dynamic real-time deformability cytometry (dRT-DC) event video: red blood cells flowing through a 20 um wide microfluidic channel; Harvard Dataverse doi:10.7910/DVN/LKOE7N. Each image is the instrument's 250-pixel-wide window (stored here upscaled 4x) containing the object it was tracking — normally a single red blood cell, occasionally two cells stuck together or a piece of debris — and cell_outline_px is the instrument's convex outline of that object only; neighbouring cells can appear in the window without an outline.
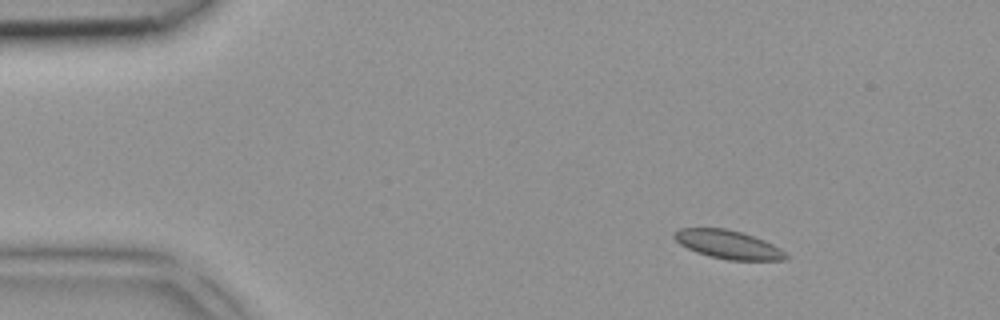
{"species": "common noctule bat (a hibernating species)", "species_latin": "Nyctalus noctula", "temperature_condition": "room temperature", "stored_images_in_passage": 4, "segment_of_instrument_passage": [1, 2], "camera_frame_rate_fps": 3000, "um_per_image_px": 0.085, "animal": {"sex": "female", "body_mass_g": 18.4}, "frame": {"image": 1, "passage_image": 1, "time_ms": 0.0, "image_size_px": [1000, 320], "cell_outline_px": [[788, 260], [728, 260], [708, 256], [696, 252], [680, 244], [672, 236], [672, 232], [680, 228], [728, 228], [764, 240], [780, 248], [788, 256]], "centroid_in_image_um": [61.86, 20.78], "position_along_channel_um": 23.1, "area_um2": 18.55}}
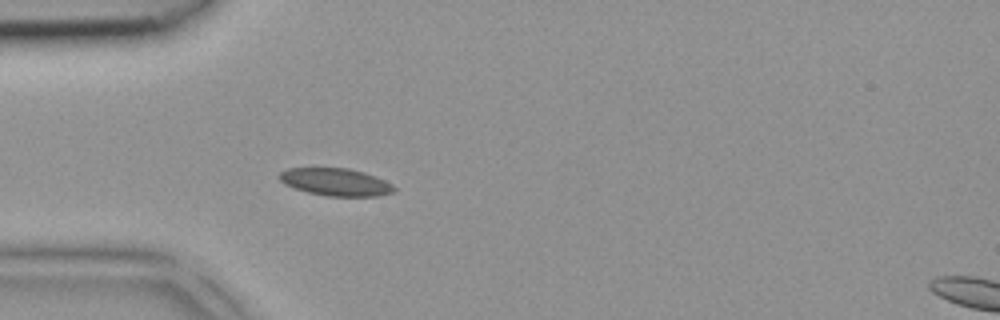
{"frame": {"image": 2, "passage_image": 3, "time_ms": 0.667, "image_size_px": [1000, 320], "cell_outline_px": [[396, 192], [376, 196], [328, 196], [308, 192], [284, 184], [280, 180], [280, 172], [288, 168], [348, 168], [364, 172], [384, 180], [392, 184], [396, 188]], "centroid_in_image_um": [28.56, 15.47], "position_along_channel_um": 56.4, "area_um2": 18.26}}